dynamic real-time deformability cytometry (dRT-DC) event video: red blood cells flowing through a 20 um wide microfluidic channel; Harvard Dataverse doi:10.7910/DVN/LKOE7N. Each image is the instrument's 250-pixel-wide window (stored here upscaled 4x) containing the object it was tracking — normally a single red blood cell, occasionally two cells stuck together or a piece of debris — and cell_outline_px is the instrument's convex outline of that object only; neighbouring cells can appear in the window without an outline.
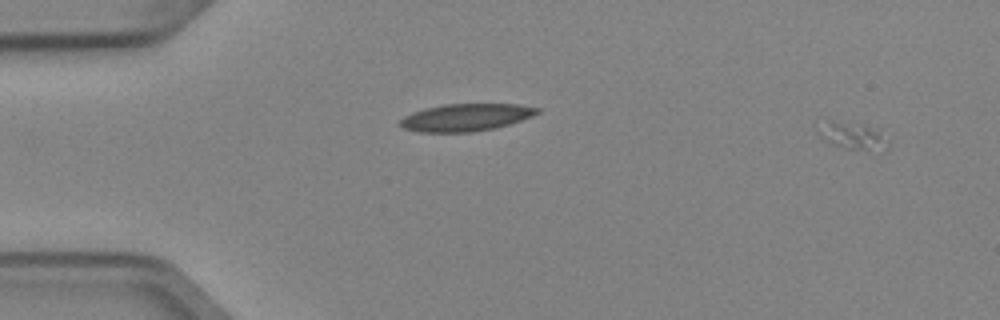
{"species": "Egyptian fruit bat (a non-hibernating species)", "species_latin": "Rousettus aegyptiacus", "temperature_condition": "cold", "stored_images_in_passage": 9, "camera_frame_rate_fps": 3000, "um_per_image_px": 0.085, "animal": {"sex": "female"}, "frame": {"image": 1, "passage_image": 1, "time_ms": 0.0, "image_size_px": [1000, 320], "cell_outline_px": [[892, 140], [888, 148], [884, 152], [852, 148], [828, 140], [820, 136], [816, 132], [812, 124], [824, 116], [828, 116], [852, 120], [880, 128]], "centroid_in_image_um": [72.46, 11.38], "position_along_channel_um": 12.5, "area_um2": 12.77}}